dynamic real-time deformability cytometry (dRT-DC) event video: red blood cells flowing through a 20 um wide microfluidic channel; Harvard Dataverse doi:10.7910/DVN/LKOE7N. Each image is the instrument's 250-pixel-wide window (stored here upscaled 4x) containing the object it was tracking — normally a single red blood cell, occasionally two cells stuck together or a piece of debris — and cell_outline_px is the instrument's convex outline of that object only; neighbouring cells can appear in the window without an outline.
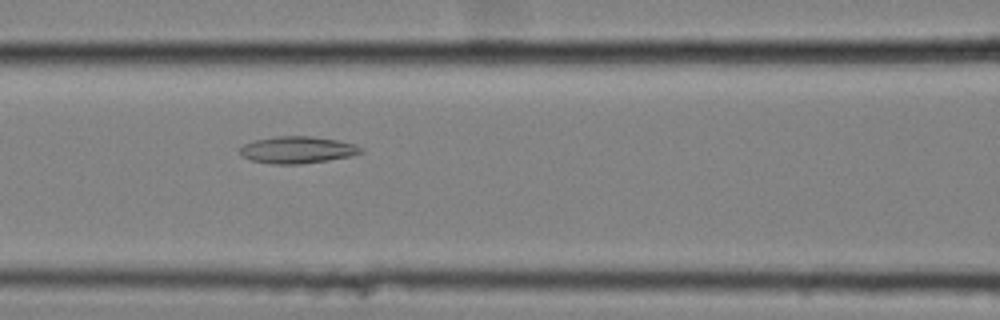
{"species": "common noctule bat (a hibernating species)", "species_latin": "Nyctalus noctula", "temperature_condition": "cold", "stored_images_in_passage": 39, "camera_frame_rate_fps": 3000, "um_per_image_px": 0.085, "animal": {"sex": "female", "body_mass_g": 25.1}, "frame": {"image": 1, "passage_image": 12, "time_ms": 3.667, "image_size_px": [1000, 320], "cell_outline_px": [[364, 152], [348, 156], [328, 160], [300, 164], [272, 164], [252, 160], [244, 156], [240, 152], [240, 148], [244, 144], [256, 140], [276, 136], [312, 136], [340, 140], [356, 144], [364, 148]], "centroid_in_image_um": [25.33, 12.73], "position_along_channel_um": 141.3, "area_um2": 18.96}}
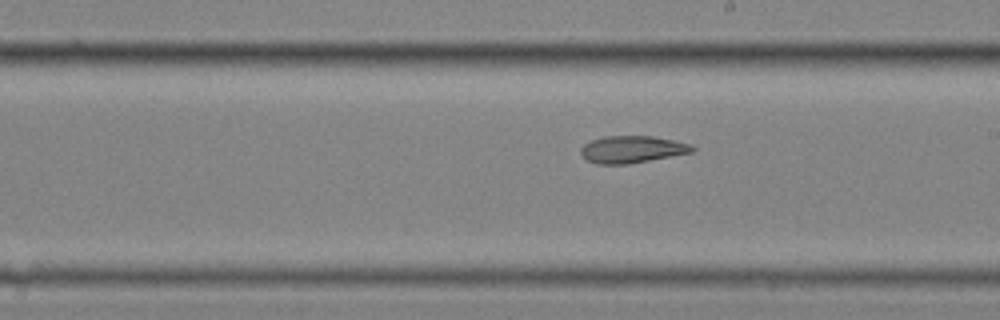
{"frame": {"image": 2, "passage_image": 20, "time_ms": 6.333, "image_size_px": [1000, 320], "cell_outline_px": [[696, 152], [628, 164], [596, 164], [580, 156], [580, 148], [584, 144], [592, 140], [604, 136], [652, 136], [692, 144], [696, 148]], "centroid_in_image_um": [53.74, 12.7], "position_along_channel_um": 235.3, "area_um2": 17.8}}
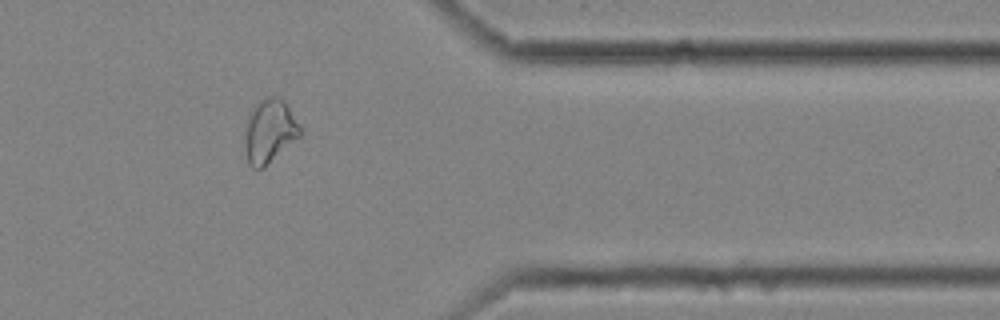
{"frame": {"image": 3, "passage_image": 34, "time_ms": 11.0, "image_size_px": [1000, 320], "cell_outline_px": [[304, 132], [300, 136], [260, 168], [252, 168], [248, 164], [244, 136], [248, 112], [260, 100], [268, 96], [280, 96], [284, 100]], "centroid_in_image_um": [22.9, 11.08], "position_along_channel_um": 388.5, "area_um2": 20.29}}